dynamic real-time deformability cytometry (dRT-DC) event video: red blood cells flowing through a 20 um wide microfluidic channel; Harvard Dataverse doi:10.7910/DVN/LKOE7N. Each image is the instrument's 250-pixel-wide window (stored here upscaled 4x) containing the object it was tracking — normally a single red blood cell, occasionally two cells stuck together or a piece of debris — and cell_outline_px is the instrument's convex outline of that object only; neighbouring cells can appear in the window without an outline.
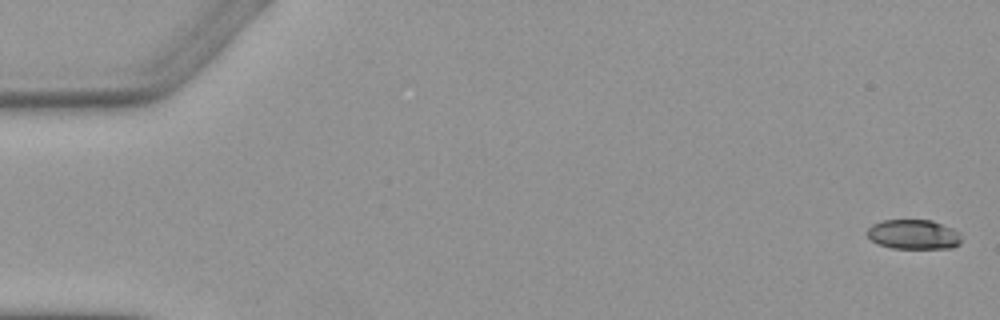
{"species": "Egyptian fruit bat (a non-hibernating species)", "species_latin": "Rousettus aegyptiacus", "temperature_condition": "warm", "stored_images_in_passage": 5, "camera_frame_rate_fps": 3000, "um_per_image_px": 0.085, "animal": {"sex": "female"}, "frame": {"image": 1, "passage_image": 1, "time_ms": 0.0, "image_size_px": [1000, 320], "cell_outline_px": [[960, 244], [952, 248], [892, 248], [880, 244], [872, 240], [868, 236], [868, 228], [872, 224], [884, 220], [932, 220], [952, 228], [960, 232]], "centroid_in_image_um": [77.68, 19.92], "position_along_channel_um": 7.3, "area_um2": 16.18}}
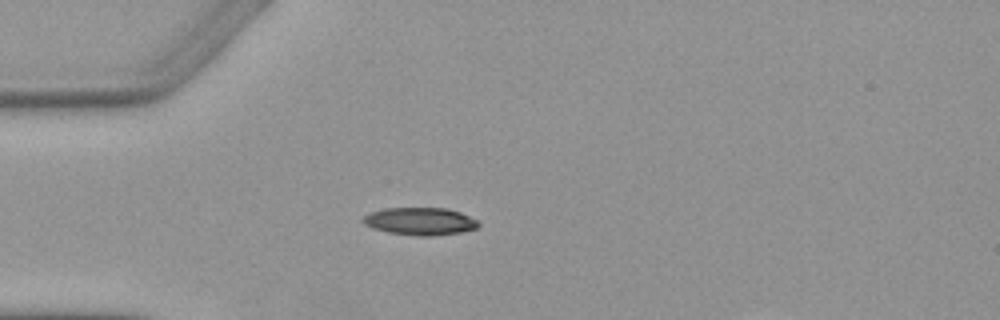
{"frame": {"image": 2, "passage_image": 5, "time_ms": 4.667, "image_size_px": [1000, 320], "cell_outline_px": [[480, 224], [476, 228], [460, 232], [432, 236], [416, 236], [388, 232], [372, 228], [364, 224], [360, 220], [368, 212], [384, 208], [448, 208], [460, 212], [476, 220]], "centroid_in_image_um": [35.65, 18.8], "position_along_channel_um": 49.3, "area_um2": 18.61}}